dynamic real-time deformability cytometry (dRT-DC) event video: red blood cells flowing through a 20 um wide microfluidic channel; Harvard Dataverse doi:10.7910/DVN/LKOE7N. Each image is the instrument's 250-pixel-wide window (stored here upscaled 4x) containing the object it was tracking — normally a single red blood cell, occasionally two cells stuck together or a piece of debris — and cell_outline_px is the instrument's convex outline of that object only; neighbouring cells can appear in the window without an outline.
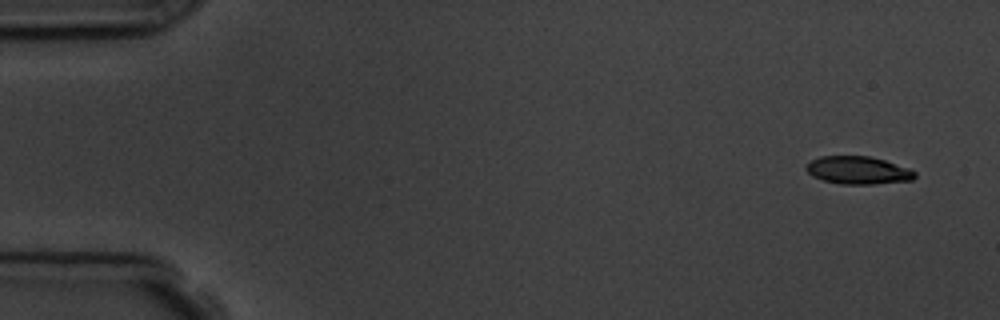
{"species": "common noctule bat (a hibernating species)", "species_latin": "Nyctalus noctula", "temperature_condition": "room temperature", "stored_images_in_passage": 4, "camera_frame_rate_fps": 3000, "um_per_image_px": 0.085, "animal": {"sex": "male", "body_mass_g": 19.5, "forearm_length_mm": 54.6}, "frame": {"image": 1, "passage_image": 1, "time_ms": 0.0, "image_size_px": [1000, 320], "cell_outline_px": [[916, 176], [912, 180], [872, 184], [840, 184], [824, 180], [812, 176], [804, 168], [804, 164], [820, 156], [868, 156], [884, 160], [912, 168], [916, 172]], "centroid_in_image_um": [72.94, 14.47], "position_along_channel_um": 12.1, "area_um2": 17.74}}
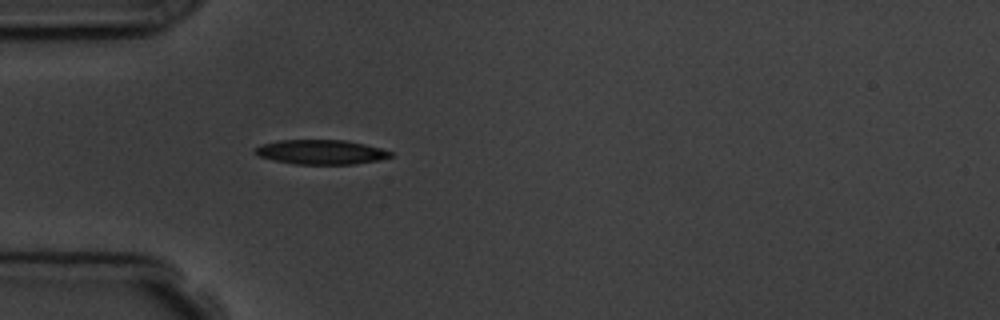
{"frame": {"image": 2, "passage_image": 4, "time_ms": 4.333, "image_size_px": [1000, 320], "cell_outline_px": [[392, 156], [380, 160], [352, 164], [296, 164], [256, 156], [252, 152], [252, 148], [260, 144], [280, 140], [344, 140], [364, 144], [380, 148], [392, 152]], "centroid_in_image_um": [27.22, 12.92], "position_along_channel_um": 57.8, "area_um2": 19.42}}